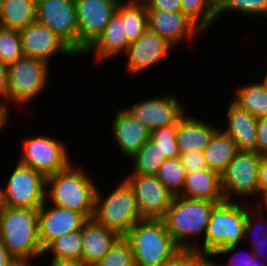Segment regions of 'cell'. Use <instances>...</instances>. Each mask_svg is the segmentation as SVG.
<instances>
[{
	"instance_id": "40",
	"label": "cell",
	"mask_w": 267,
	"mask_h": 266,
	"mask_svg": "<svg viewBox=\"0 0 267 266\" xmlns=\"http://www.w3.org/2000/svg\"><path fill=\"white\" fill-rule=\"evenodd\" d=\"M186 173L208 169L203 152H188L179 155Z\"/></svg>"
},
{
	"instance_id": "3",
	"label": "cell",
	"mask_w": 267,
	"mask_h": 266,
	"mask_svg": "<svg viewBox=\"0 0 267 266\" xmlns=\"http://www.w3.org/2000/svg\"><path fill=\"white\" fill-rule=\"evenodd\" d=\"M135 266H163L178 250L163 219H141L126 233Z\"/></svg>"
},
{
	"instance_id": "51",
	"label": "cell",
	"mask_w": 267,
	"mask_h": 266,
	"mask_svg": "<svg viewBox=\"0 0 267 266\" xmlns=\"http://www.w3.org/2000/svg\"><path fill=\"white\" fill-rule=\"evenodd\" d=\"M252 266H267V263H265L263 260L257 258V257L252 253Z\"/></svg>"
},
{
	"instance_id": "1",
	"label": "cell",
	"mask_w": 267,
	"mask_h": 266,
	"mask_svg": "<svg viewBox=\"0 0 267 266\" xmlns=\"http://www.w3.org/2000/svg\"><path fill=\"white\" fill-rule=\"evenodd\" d=\"M73 162L46 178V202L92 219L97 184L83 166ZM93 178V179H92Z\"/></svg>"
},
{
	"instance_id": "25",
	"label": "cell",
	"mask_w": 267,
	"mask_h": 266,
	"mask_svg": "<svg viewBox=\"0 0 267 266\" xmlns=\"http://www.w3.org/2000/svg\"><path fill=\"white\" fill-rule=\"evenodd\" d=\"M37 0H2L0 26L21 31L37 21Z\"/></svg>"
},
{
	"instance_id": "48",
	"label": "cell",
	"mask_w": 267,
	"mask_h": 266,
	"mask_svg": "<svg viewBox=\"0 0 267 266\" xmlns=\"http://www.w3.org/2000/svg\"><path fill=\"white\" fill-rule=\"evenodd\" d=\"M11 114L0 104V133L10 122Z\"/></svg>"
},
{
	"instance_id": "53",
	"label": "cell",
	"mask_w": 267,
	"mask_h": 266,
	"mask_svg": "<svg viewBox=\"0 0 267 266\" xmlns=\"http://www.w3.org/2000/svg\"><path fill=\"white\" fill-rule=\"evenodd\" d=\"M265 72H267V71H265ZM264 74H265V76L262 77L263 80H260V82L263 84V86L267 90V73H264Z\"/></svg>"
},
{
	"instance_id": "24",
	"label": "cell",
	"mask_w": 267,
	"mask_h": 266,
	"mask_svg": "<svg viewBox=\"0 0 267 266\" xmlns=\"http://www.w3.org/2000/svg\"><path fill=\"white\" fill-rule=\"evenodd\" d=\"M180 196L211 201L217 204L225 201L221 189L220 174L209 168L186 173L183 191Z\"/></svg>"
},
{
	"instance_id": "16",
	"label": "cell",
	"mask_w": 267,
	"mask_h": 266,
	"mask_svg": "<svg viewBox=\"0 0 267 266\" xmlns=\"http://www.w3.org/2000/svg\"><path fill=\"white\" fill-rule=\"evenodd\" d=\"M169 41L147 29L136 41L129 44L125 70L136 76L159 64L174 49ZM144 71V72H143Z\"/></svg>"
},
{
	"instance_id": "39",
	"label": "cell",
	"mask_w": 267,
	"mask_h": 266,
	"mask_svg": "<svg viewBox=\"0 0 267 266\" xmlns=\"http://www.w3.org/2000/svg\"><path fill=\"white\" fill-rule=\"evenodd\" d=\"M242 248L240 245H233V246H229V247H225L223 249H219V250H215L210 256L214 257L217 256L219 257V255H232L229 257V260L227 261V263H220L214 260V258H212V264L211 266H252V250L251 251H247V252H238L237 249ZM235 251V252H234ZM232 252L234 254H232ZM248 255H245V254ZM244 254V255H243ZM218 263V264H217ZM220 263V264H219Z\"/></svg>"
},
{
	"instance_id": "38",
	"label": "cell",
	"mask_w": 267,
	"mask_h": 266,
	"mask_svg": "<svg viewBox=\"0 0 267 266\" xmlns=\"http://www.w3.org/2000/svg\"><path fill=\"white\" fill-rule=\"evenodd\" d=\"M212 257L198 249L179 250L163 266H211Z\"/></svg>"
},
{
	"instance_id": "4",
	"label": "cell",
	"mask_w": 267,
	"mask_h": 266,
	"mask_svg": "<svg viewBox=\"0 0 267 266\" xmlns=\"http://www.w3.org/2000/svg\"><path fill=\"white\" fill-rule=\"evenodd\" d=\"M50 66L43 60L31 57H22L7 65L8 93L1 105L11 114V106L24 108L32 104L50 84Z\"/></svg>"
},
{
	"instance_id": "6",
	"label": "cell",
	"mask_w": 267,
	"mask_h": 266,
	"mask_svg": "<svg viewBox=\"0 0 267 266\" xmlns=\"http://www.w3.org/2000/svg\"><path fill=\"white\" fill-rule=\"evenodd\" d=\"M0 242L12 257H42L38 209L5 207L0 213Z\"/></svg>"
},
{
	"instance_id": "45",
	"label": "cell",
	"mask_w": 267,
	"mask_h": 266,
	"mask_svg": "<svg viewBox=\"0 0 267 266\" xmlns=\"http://www.w3.org/2000/svg\"><path fill=\"white\" fill-rule=\"evenodd\" d=\"M37 258H41V257H13L9 261L7 266H37L35 265L36 263L33 262L34 259L36 260Z\"/></svg>"
},
{
	"instance_id": "21",
	"label": "cell",
	"mask_w": 267,
	"mask_h": 266,
	"mask_svg": "<svg viewBox=\"0 0 267 266\" xmlns=\"http://www.w3.org/2000/svg\"><path fill=\"white\" fill-rule=\"evenodd\" d=\"M185 113L177 122L176 141L180 154L188 152H203L209 145L213 133L219 128L212 123H206Z\"/></svg>"
},
{
	"instance_id": "50",
	"label": "cell",
	"mask_w": 267,
	"mask_h": 266,
	"mask_svg": "<svg viewBox=\"0 0 267 266\" xmlns=\"http://www.w3.org/2000/svg\"><path fill=\"white\" fill-rule=\"evenodd\" d=\"M5 207H6V202H5L4 185L3 187L0 185V213L3 211Z\"/></svg>"
},
{
	"instance_id": "9",
	"label": "cell",
	"mask_w": 267,
	"mask_h": 266,
	"mask_svg": "<svg viewBox=\"0 0 267 266\" xmlns=\"http://www.w3.org/2000/svg\"><path fill=\"white\" fill-rule=\"evenodd\" d=\"M22 140L18 162L46 178L65 170L73 162L66 142L57 137L35 135Z\"/></svg>"
},
{
	"instance_id": "44",
	"label": "cell",
	"mask_w": 267,
	"mask_h": 266,
	"mask_svg": "<svg viewBox=\"0 0 267 266\" xmlns=\"http://www.w3.org/2000/svg\"><path fill=\"white\" fill-rule=\"evenodd\" d=\"M8 70L7 65L0 63V104L7 98Z\"/></svg>"
},
{
	"instance_id": "23",
	"label": "cell",
	"mask_w": 267,
	"mask_h": 266,
	"mask_svg": "<svg viewBox=\"0 0 267 266\" xmlns=\"http://www.w3.org/2000/svg\"><path fill=\"white\" fill-rule=\"evenodd\" d=\"M120 237L116 232L106 229L93 219H88L82 226L84 266L97 264Z\"/></svg>"
},
{
	"instance_id": "42",
	"label": "cell",
	"mask_w": 267,
	"mask_h": 266,
	"mask_svg": "<svg viewBox=\"0 0 267 266\" xmlns=\"http://www.w3.org/2000/svg\"><path fill=\"white\" fill-rule=\"evenodd\" d=\"M255 152L260 156H267V116L257 118Z\"/></svg>"
},
{
	"instance_id": "15",
	"label": "cell",
	"mask_w": 267,
	"mask_h": 266,
	"mask_svg": "<svg viewBox=\"0 0 267 266\" xmlns=\"http://www.w3.org/2000/svg\"><path fill=\"white\" fill-rule=\"evenodd\" d=\"M19 34L24 57L40 59L51 65L56 54L66 58L79 56L61 37L38 21L19 31Z\"/></svg>"
},
{
	"instance_id": "11",
	"label": "cell",
	"mask_w": 267,
	"mask_h": 266,
	"mask_svg": "<svg viewBox=\"0 0 267 266\" xmlns=\"http://www.w3.org/2000/svg\"><path fill=\"white\" fill-rule=\"evenodd\" d=\"M78 27V55L98 39L121 0H74Z\"/></svg>"
},
{
	"instance_id": "49",
	"label": "cell",
	"mask_w": 267,
	"mask_h": 266,
	"mask_svg": "<svg viewBox=\"0 0 267 266\" xmlns=\"http://www.w3.org/2000/svg\"><path fill=\"white\" fill-rule=\"evenodd\" d=\"M13 257L9 254L2 242H0V266H7Z\"/></svg>"
},
{
	"instance_id": "19",
	"label": "cell",
	"mask_w": 267,
	"mask_h": 266,
	"mask_svg": "<svg viewBox=\"0 0 267 266\" xmlns=\"http://www.w3.org/2000/svg\"><path fill=\"white\" fill-rule=\"evenodd\" d=\"M111 122V132L121 155L131 158L150 139V130L122 107Z\"/></svg>"
},
{
	"instance_id": "34",
	"label": "cell",
	"mask_w": 267,
	"mask_h": 266,
	"mask_svg": "<svg viewBox=\"0 0 267 266\" xmlns=\"http://www.w3.org/2000/svg\"><path fill=\"white\" fill-rule=\"evenodd\" d=\"M228 11L267 18V0H216L217 19Z\"/></svg>"
},
{
	"instance_id": "13",
	"label": "cell",
	"mask_w": 267,
	"mask_h": 266,
	"mask_svg": "<svg viewBox=\"0 0 267 266\" xmlns=\"http://www.w3.org/2000/svg\"><path fill=\"white\" fill-rule=\"evenodd\" d=\"M142 219H163L174 195L154 175H126Z\"/></svg>"
},
{
	"instance_id": "22",
	"label": "cell",
	"mask_w": 267,
	"mask_h": 266,
	"mask_svg": "<svg viewBox=\"0 0 267 266\" xmlns=\"http://www.w3.org/2000/svg\"><path fill=\"white\" fill-rule=\"evenodd\" d=\"M227 107V127L222 130L234 141L238 151H255L257 118L239 107L232 100H230Z\"/></svg>"
},
{
	"instance_id": "27",
	"label": "cell",
	"mask_w": 267,
	"mask_h": 266,
	"mask_svg": "<svg viewBox=\"0 0 267 266\" xmlns=\"http://www.w3.org/2000/svg\"><path fill=\"white\" fill-rule=\"evenodd\" d=\"M116 13L124 23L125 35L130 43L136 41L148 29L147 10L141 0H121Z\"/></svg>"
},
{
	"instance_id": "32",
	"label": "cell",
	"mask_w": 267,
	"mask_h": 266,
	"mask_svg": "<svg viewBox=\"0 0 267 266\" xmlns=\"http://www.w3.org/2000/svg\"><path fill=\"white\" fill-rule=\"evenodd\" d=\"M156 176L174 196L182 193L186 172L179 157L166 159Z\"/></svg>"
},
{
	"instance_id": "46",
	"label": "cell",
	"mask_w": 267,
	"mask_h": 266,
	"mask_svg": "<svg viewBox=\"0 0 267 266\" xmlns=\"http://www.w3.org/2000/svg\"><path fill=\"white\" fill-rule=\"evenodd\" d=\"M49 266H84L81 260L76 259H51Z\"/></svg>"
},
{
	"instance_id": "2",
	"label": "cell",
	"mask_w": 267,
	"mask_h": 266,
	"mask_svg": "<svg viewBox=\"0 0 267 266\" xmlns=\"http://www.w3.org/2000/svg\"><path fill=\"white\" fill-rule=\"evenodd\" d=\"M216 204L180 195L173 197L163 221L179 248L196 249L197 240L194 243L193 239L204 240L211 211Z\"/></svg>"
},
{
	"instance_id": "14",
	"label": "cell",
	"mask_w": 267,
	"mask_h": 266,
	"mask_svg": "<svg viewBox=\"0 0 267 266\" xmlns=\"http://www.w3.org/2000/svg\"><path fill=\"white\" fill-rule=\"evenodd\" d=\"M37 21L61 37L78 54L74 0H37Z\"/></svg>"
},
{
	"instance_id": "30",
	"label": "cell",
	"mask_w": 267,
	"mask_h": 266,
	"mask_svg": "<svg viewBox=\"0 0 267 266\" xmlns=\"http://www.w3.org/2000/svg\"><path fill=\"white\" fill-rule=\"evenodd\" d=\"M181 12L205 35L216 23V0H181Z\"/></svg>"
},
{
	"instance_id": "36",
	"label": "cell",
	"mask_w": 267,
	"mask_h": 266,
	"mask_svg": "<svg viewBox=\"0 0 267 266\" xmlns=\"http://www.w3.org/2000/svg\"><path fill=\"white\" fill-rule=\"evenodd\" d=\"M94 266H135L129 242L120 237Z\"/></svg>"
},
{
	"instance_id": "26",
	"label": "cell",
	"mask_w": 267,
	"mask_h": 266,
	"mask_svg": "<svg viewBox=\"0 0 267 266\" xmlns=\"http://www.w3.org/2000/svg\"><path fill=\"white\" fill-rule=\"evenodd\" d=\"M237 152L238 149L234 141L222 128H218L213 133L209 145L204 149L203 155L208 168L221 174Z\"/></svg>"
},
{
	"instance_id": "37",
	"label": "cell",
	"mask_w": 267,
	"mask_h": 266,
	"mask_svg": "<svg viewBox=\"0 0 267 266\" xmlns=\"http://www.w3.org/2000/svg\"><path fill=\"white\" fill-rule=\"evenodd\" d=\"M176 133L177 123L150 131V139L157 143V146L162 150L167 159L176 158L180 155Z\"/></svg>"
},
{
	"instance_id": "35",
	"label": "cell",
	"mask_w": 267,
	"mask_h": 266,
	"mask_svg": "<svg viewBox=\"0 0 267 266\" xmlns=\"http://www.w3.org/2000/svg\"><path fill=\"white\" fill-rule=\"evenodd\" d=\"M24 57L19 31L0 27V63L9 65Z\"/></svg>"
},
{
	"instance_id": "47",
	"label": "cell",
	"mask_w": 267,
	"mask_h": 266,
	"mask_svg": "<svg viewBox=\"0 0 267 266\" xmlns=\"http://www.w3.org/2000/svg\"><path fill=\"white\" fill-rule=\"evenodd\" d=\"M267 244L264 245H251V249L253 254L263 260L265 263H267Z\"/></svg>"
},
{
	"instance_id": "54",
	"label": "cell",
	"mask_w": 267,
	"mask_h": 266,
	"mask_svg": "<svg viewBox=\"0 0 267 266\" xmlns=\"http://www.w3.org/2000/svg\"><path fill=\"white\" fill-rule=\"evenodd\" d=\"M1 12H2V0H0V16H1Z\"/></svg>"
},
{
	"instance_id": "28",
	"label": "cell",
	"mask_w": 267,
	"mask_h": 266,
	"mask_svg": "<svg viewBox=\"0 0 267 266\" xmlns=\"http://www.w3.org/2000/svg\"><path fill=\"white\" fill-rule=\"evenodd\" d=\"M231 100L256 118L267 116V90L261 82L240 85Z\"/></svg>"
},
{
	"instance_id": "43",
	"label": "cell",
	"mask_w": 267,
	"mask_h": 266,
	"mask_svg": "<svg viewBox=\"0 0 267 266\" xmlns=\"http://www.w3.org/2000/svg\"><path fill=\"white\" fill-rule=\"evenodd\" d=\"M259 201L267 194V156H261L258 166Z\"/></svg>"
},
{
	"instance_id": "8",
	"label": "cell",
	"mask_w": 267,
	"mask_h": 266,
	"mask_svg": "<svg viewBox=\"0 0 267 266\" xmlns=\"http://www.w3.org/2000/svg\"><path fill=\"white\" fill-rule=\"evenodd\" d=\"M260 159L261 156L255 151H238L236 153L233 160L220 174L225 201L241 202L242 200V202H247L254 197L256 202H259L258 166Z\"/></svg>"
},
{
	"instance_id": "7",
	"label": "cell",
	"mask_w": 267,
	"mask_h": 266,
	"mask_svg": "<svg viewBox=\"0 0 267 266\" xmlns=\"http://www.w3.org/2000/svg\"><path fill=\"white\" fill-rule=\"evenodd\" d=\"M119 182L104 196L97 186L92 219L106 229L124 237L130 228L141 220L132 188Z\"/></svg>"
},
{
	"instance_id": "17",
	"label": "cell",
	"mask_w": 267,
	"mask_h": 266,
	"mask_svg": "<svg viewBox=\"0 0 267 266\" xmlns=\"http://www.w3.org/2000/svg\"><path fill=\"white\" fill-rule=\"evenodd\" d=\"M87 220L83 214L50 204L47 206L45 201L38 209L39 241L42 249L60 236L82 229Z\"/></svg>"
},
{
	"instance_id": "12",
	"label": "cell",
	"mask_w": 267,
	"mask_h": 266,
	"mask_svg": "<svg viewBox=\"0 0 267 266\" xmlns=\"http://www.w3.org/2000/svg\"><path fill=\"white\" fill-rule=\"evenodd\" d=\"M178 97L171 94L154 96L123 107L129 115L150 131L176 124L187 112Z\"/></svg>"
},
{
	"instance_id": "29",
	"label": "cell",
	"mask_w": 267,
	"mask_h": 266,
	"mask_svg": "<svg viewBox=\"0 0 267 266\" xmlns=\"http://www.w3.org/2000/svg\"><path fill=\"white\" fill-rule=\"evenodd\" d=\"M134 164L128 175H154L167 159L162 150L153 140H147L144 145L130 158Z\"/></svg>"
},
{
	"instance_id": "41",
	"label": "cell",
	"mask_w": 267,
	"mask_h": 266,
	"mask_svg": "<svg viewBox=\"0 0 267 266\" xmlns=\"http://www.w3.org/2000/svg\"><path fill=\"white\" fill-rule=\"evenodd\" d=\"M146 10L181 12V0H141Z\"/></svg>"
},
{
	"instance_id": "10",
	"label": "cell",
	"mask_w": 267,
	"mask_h": 266,
	"mask_svg": "<svg viewBox=\"0 0 267 266\" xmlns=\"http://www.w3.org/2000/svg\"><path fill=\"white\" fill-rule=\"evenodd\" d=\"M15 166L4 184L6 207L39 209L46 200V177L18 161Z\"/></svg>"
},
{
	"instance_id": "18",
	"label": "cell",
	"mask_w": 267,
	"mask_h": 266,
	"mask_svg": "<svg viewBox=\"0 0 267 266\" xmlns=\"http://www.w3.org/2000/svg\"><path fill=\"white\" fill-rule=\"evenodd\" d=\"M148 29L165 38L173 46L196 40L204 33L182 12L147 10ZM203 34V35H202ZM191 39V40H190Z\"/></svg>"
},
{
	"instance_id": "33",
	"label": "cell",
	"mask_w": 267,
	"mask_h": 266,
	"mask_svg": "<svg viewBox=\"0 0 267 266\" xmlns=\"http://www.w3.org/2000/svg\"><path fill=\"white\" fill-rule=\"evenodd\" d=\"M263 212L264 211L257 204L254 205V203L247 210L244 239L246 238L245 241L252 239L250 240L251 243H249V245L267 244V213Z\"/></svg>"
},
{
	"instance_id": "5",
	"label": "cell",
	"mask_w": 267,
	"mask_h": 266,
	"mask_svg": "<svg viewBox=\"0 0 267 266\" xmlns=\"http://www.w3.org/2000/svg\"><path fill=\"white\" fill-rule=\"evenodd\" d=\"M248 205V206H247ZM248 202L223 201L216 204L204 235V240L196 243V249L211 255L215 250L233 245H241L244 239Z\"/></svg>"
},
{
	"instance_id": "52",
	"label": "cell",
	"mask_w": 267,
	"mask_h": 266,
	"mask_svg": "<svg viewBox=\"0 0 267 266\" xmlns=\"http://www.w3.org/2000/svg\"><path fill=\"white\" fill-rule=\"evenodd\" d=\"M263 211L267 213V194L263 196L258 203H256Z\"/></svg>"
},
{
	"instance_id": "20",
	"label": "cell",
	"mask_w": 267,
	"mask_h": 266,
	"mask_svg": "<svg viewBox=\"0 0 267 266\" xmlns=\"http://www.w3.org/2000/svg\"><path fill=\"white\" fill-rule=\"evenodd\" d=\"M130 42L125 35L124 23L121 17L115 12L111 17L103 33L98 39L83 53L94 55L98 62L110 61V59L124 55Z\"/></svg>"
},
{
	"instance_id": "31",
	"label": "cell",
	"mask_w": 267,
	"mask_h": 266,
	"mask_svg": "<svg viewBox=\"0 0 267 266\" xmlns=\"http://www.w3.org/2000/svg\"><path fill=\"white\" fill-rule=\"evenodd\" d=\"M83 238L82 229L64 234L53 240L44 250L52 259H76L82 261Z\"/></svg>"
}]
</instances>
